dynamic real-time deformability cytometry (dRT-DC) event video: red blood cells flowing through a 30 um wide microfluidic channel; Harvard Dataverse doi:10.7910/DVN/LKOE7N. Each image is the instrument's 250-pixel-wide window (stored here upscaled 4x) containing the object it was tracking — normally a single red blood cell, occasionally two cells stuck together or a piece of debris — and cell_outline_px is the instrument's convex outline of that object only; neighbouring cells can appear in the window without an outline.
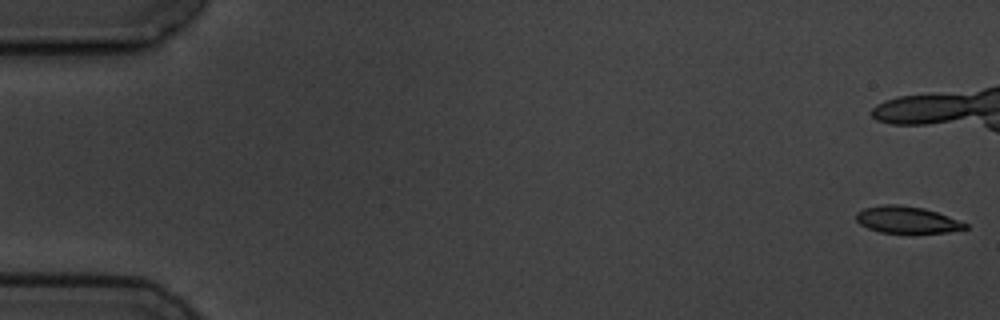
{"species": "common noctule bat (a hibernating species)", "species_latin": "Nyctalus noctula", "temperature_condition": "cold", "stored_images_in_passage": 9, "camera_frame_rate_fps": 3000, "um_per_image_px": 0.085, "animal": {"sex": "male", "body_mass_g": 19.5, "forearm_length_mm": 54.6}, "frame": {"image": 1, "passage_image": 1, "time_ms": 0.0, "image_size_px": [1000, 320], "cell_outline_px": [[968, 228], [948, 232], [880, 232], [868, 228], [860, 224], [856, 220], [856, 212], [864, 208], [880, 204], [896, 204], [924, 208], [948, 216], [968, 224]], "centroid_in_image_um": [77.06, 18.66], "position_along_channel_um": 7.9, "area_um2": 16.88}}